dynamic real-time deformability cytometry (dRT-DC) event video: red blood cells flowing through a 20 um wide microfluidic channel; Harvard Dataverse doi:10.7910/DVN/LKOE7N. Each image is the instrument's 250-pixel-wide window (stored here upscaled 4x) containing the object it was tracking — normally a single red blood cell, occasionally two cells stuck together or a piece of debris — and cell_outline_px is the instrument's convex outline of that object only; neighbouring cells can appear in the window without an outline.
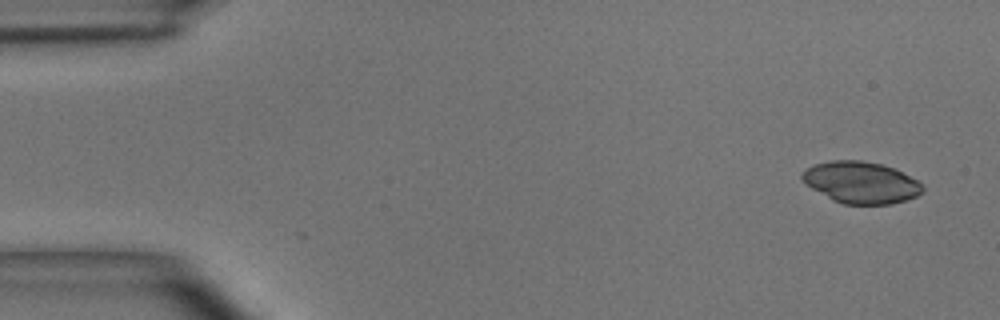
{"species": "common noctule bat (a hibernating species)", "species_latin": "Nyctalus noctula", "temperature_condition": "room temperature", "stored_images_in_passage": 47, "camera_frame_rate_fps": 3000, "um_per_image_px": 0.085, "animal": {"sex": "male", "body_mass_g": 15.6}, "frame": {"image": 1, "passage_image": 1, "time_ms": 0.0, "image_size_px": [1000, 320], "cell_outline_px": [[924, 192], [916, 196], [892, 204], [844, 204], [832, 200], [812, 188], [800, 176], [808, 168], [816, 164], [832, 160], [860, 160], [880, 164], [892, 168], [916, 180], [924, 188]], "centroid_in_image_um": [73.19, 15.52], "position_along_channel_um": 11.8, "area_um2": 28.73}}
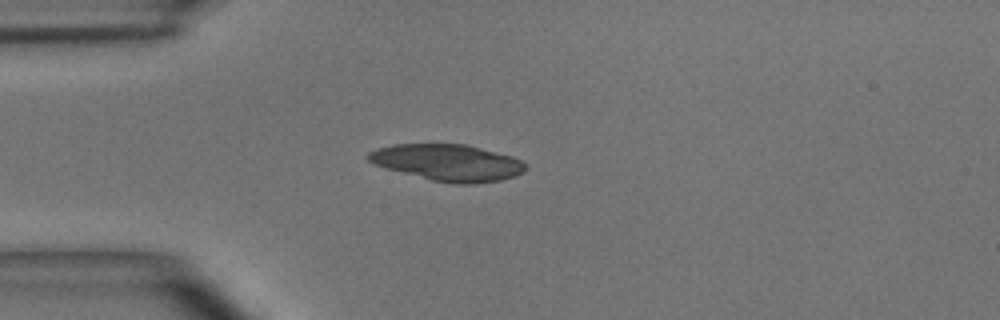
{"frame": {"image": 2, "passage_image": 11, "time_ms": 3.333, "image_size_px": [1000, 320], "cell_outline_px": [[528, 168], [524, 172], [516, 176], [500, 180], [476, 184], [456, 184], [432, 180], [384, 168], [372, 164], [364, 156], [368, 152], [376, 148], [392, 144], [468, 144], [512, 156], [520, 160]], "centroid_in_image_um": [38.03, 13.82], "position_along_channel_um": 47.0, "area_um2": 33.87}}